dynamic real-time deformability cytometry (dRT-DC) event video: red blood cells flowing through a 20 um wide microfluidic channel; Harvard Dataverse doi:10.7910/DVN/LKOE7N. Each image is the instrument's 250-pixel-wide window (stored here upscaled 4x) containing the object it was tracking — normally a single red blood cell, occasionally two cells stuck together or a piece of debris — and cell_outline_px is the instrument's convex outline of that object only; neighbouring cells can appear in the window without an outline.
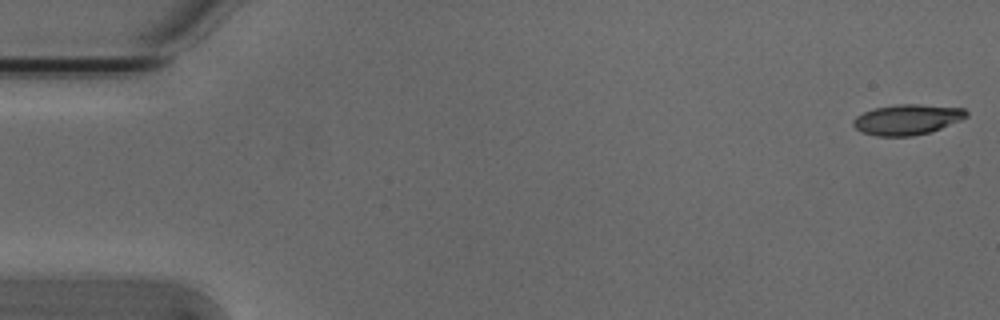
{"species": "Egyptian fruit bat (a non-hibernating species)", "species_latin": "Rousettus aegyptiacus", "temperature_condition": "cold", "stored_images_in_passage": 12, "camera_frame_rate_fps": 3000, "um_per_image_px": 0.085, "animal": {"sex": "male"}, "frame": {"image": 1, "passage_image": 1, "time_ms": 0.0, "image_size_px": [1000, 320], "cell_outline_px": [[968, 116], [960, 120], [940, 128], [928, 132], [912, 136], [876, 136], [860, 132], [852, 124], [852, 120], [856, 116], [864, 112], [876, 108], [900, 104], [920, 104], [964, 108], [968, 112]], "centroid_in_image_um": [77.09, 10.16], "position_along_channel_um": 7.9, "area_um2": 19.94}}